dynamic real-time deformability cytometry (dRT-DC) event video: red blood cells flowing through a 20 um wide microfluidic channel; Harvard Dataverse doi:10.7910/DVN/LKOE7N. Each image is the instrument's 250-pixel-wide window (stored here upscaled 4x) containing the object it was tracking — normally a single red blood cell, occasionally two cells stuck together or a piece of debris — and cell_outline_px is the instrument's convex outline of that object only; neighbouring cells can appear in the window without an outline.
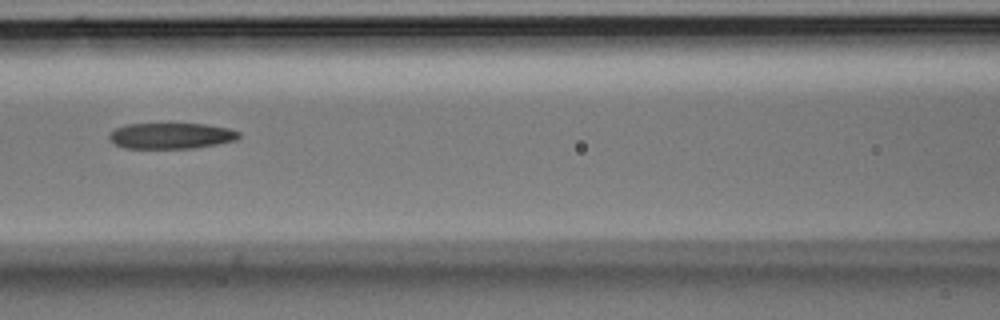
{"species": "Egyptian fruit bat (a non-hibernating species)", "species_latin": "Rousettus aegyptiacus", "temperature_condition": "room temperature", "stored_images_in_passage": 5, "camera_frame_rate_fps": 3000, "um_per_image_px": 0.085, "animal": {"sex": "male"}, "frame": {"image": 1, "passage_image": 5, "time_ms": 1.333, "image_size_px": [1000, 320], "cell_outline_px": [[240, 136], [236, 140], [196, 148], [124, 148], [108, 140], [108, 136], [116, 128], [124, 124], [204, 124], [228, 128], [240, 132]], "centroid_in_image_um": [14.53, 11.54], "position_along_channel_um": 152.1, "area_um2": 19.54}}